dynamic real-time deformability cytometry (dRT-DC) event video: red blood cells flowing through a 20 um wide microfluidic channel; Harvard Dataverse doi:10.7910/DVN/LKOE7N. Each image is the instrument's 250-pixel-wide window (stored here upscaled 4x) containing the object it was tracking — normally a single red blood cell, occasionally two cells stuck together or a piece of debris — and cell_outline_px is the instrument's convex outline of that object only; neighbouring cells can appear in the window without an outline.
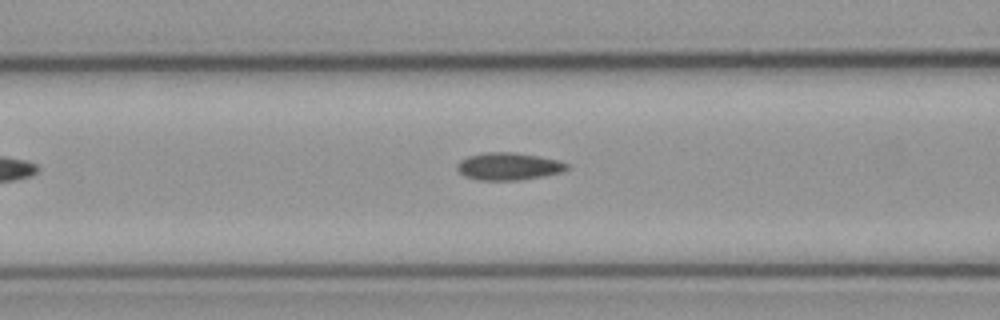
{"species": "common noctule bat (a hibernating species)", "species_latin": "Nyctalus noctula", "temperature_condition": "cold", "stored_images_in_passage": 7, "camera_frame_rate_fps": 3000, "um_per_image_px": 0.085, "animal": {"sex": "male", "body_mass_g": 23.1, "forearm_length_mm": 52.7}, "frame": {"image": 1, "passage_image": 5, "time_ms": 1.333, "image_size_px": [1000, 320], "cell_outline_px": [[568, 168], [564, 172], [544, 176], [516, 180], [480, 180], [464, 176], [456, 168], [456, 164], [460, 160], [468, 156], [484, 152], [516, 152], [556, 160], [568, 164]], "centroid_in_image_um": [43.2, 14.14], "position_along_channel_um": 123.4, "area_um2": 17.51}}